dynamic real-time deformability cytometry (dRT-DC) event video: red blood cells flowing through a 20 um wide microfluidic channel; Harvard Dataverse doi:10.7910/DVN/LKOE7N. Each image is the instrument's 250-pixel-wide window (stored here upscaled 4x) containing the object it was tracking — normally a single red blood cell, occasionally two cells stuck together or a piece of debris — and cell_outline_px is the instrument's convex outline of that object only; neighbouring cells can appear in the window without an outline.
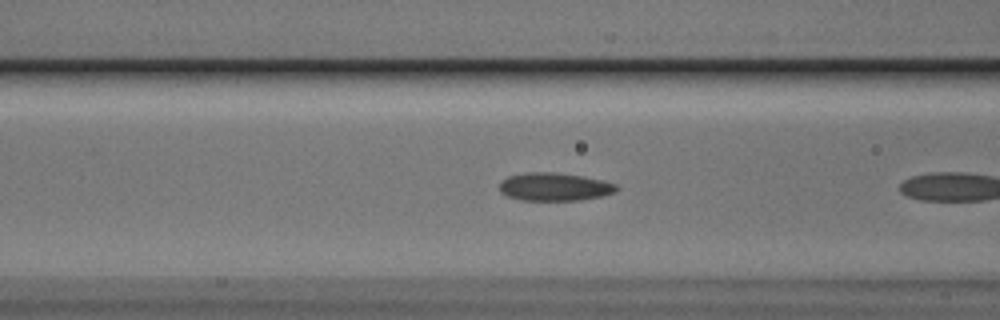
{"species": "Egyptian fruit bat (a non-hibernating species)", "species_latin": "Rousettus aegyptiacus", "temperature_condition": "cold", "stored_images_in_passage": 7, "camera_frame_rate_fps": 3000, "um_per_image_px": 0.085, "animal": {"sex": "male"}, "frame": {"image": 1, "passage_image": 6, "time_ms": 1.667, "image_size_px": [1000, 320], "cell_outline_px": [[620, 188], [616, 192], [600, 196], [580, 200], [520, 200], [508, 196], [500, 192], [500, 184], [508, 176], [528, 172], [552, 172], [584, 176], [604, 180], [616, 184]], "centroid_in_image_um": [47.17, 15.87], "position_along_channel_um": 119.4, "area_um2": 19.13}}